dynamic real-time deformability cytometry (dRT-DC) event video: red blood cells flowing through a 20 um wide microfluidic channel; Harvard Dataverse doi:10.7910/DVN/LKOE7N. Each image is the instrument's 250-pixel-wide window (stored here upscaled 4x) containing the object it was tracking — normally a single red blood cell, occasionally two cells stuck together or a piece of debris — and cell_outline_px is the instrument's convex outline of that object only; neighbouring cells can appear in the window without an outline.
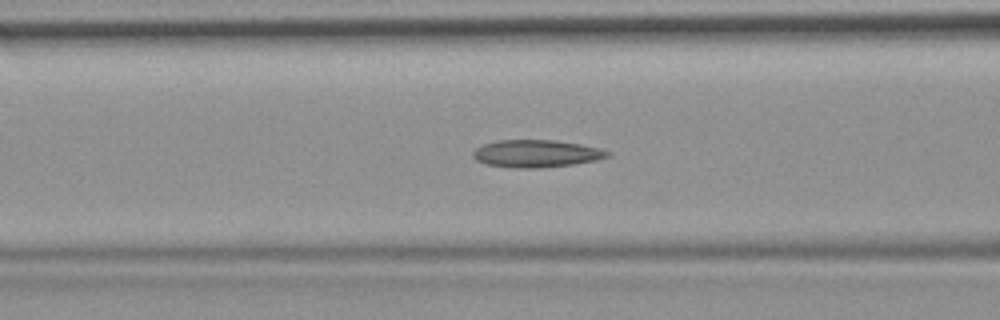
{"species": "common noctule bat (a hibernating species)", "species_latin": "Nyctalus noctula", "temperature_condition": "room temperature", "stored_images_in_passage": 40, "camera_frame_rate_fps": 3000, "um_per_image_px": 0.085, "animal": {"sex": "female", "body_mass_g": 19.9}, "frame": {"image": 1, "passage_image": 14, "time_ms": 4.333, "image_size_px": [1000, 320], "cell_outline_px": [[612, 156], [596, 160], [572, 164], [540, 168], [512, 168], [488, 164], [476, 160], [472, 156], [472, 152], [480, 144], [496, 140], [556, 140], [580, 144], [600, 148], [612, 152]], "centroid_in_image_um": [45.59, 13.05], "position_along_channel_um": 121.0, "area_um2": 21.73}}
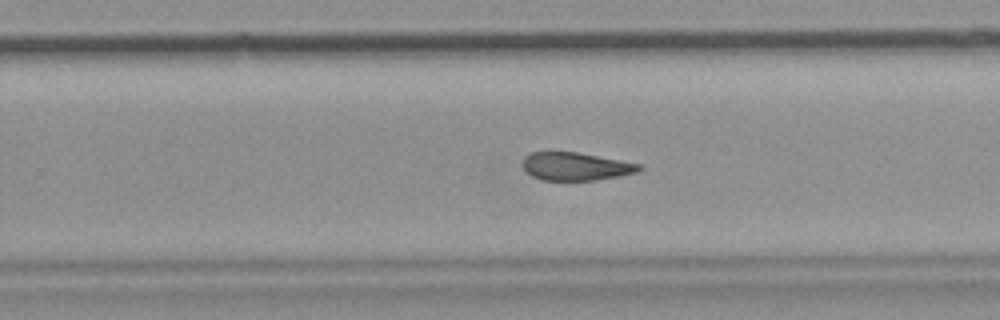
{"frame": {"image": 2, "passage_image": 27, "time_ms": 8.667, "image_size_px": [1000, 320], "cell_outline_px": [[644, 168], [636, 172], [620, 176], [596, 180], [544, 180], [532, 176], [520, 164], [524, 156], [532, 152], [548, 148], [576, 152], [620, 160], [640, 164]], "centroid_in_image_um": [48.85, 14.1], "position_along_channel_um": 280.9, "area_um2": 19.59}}
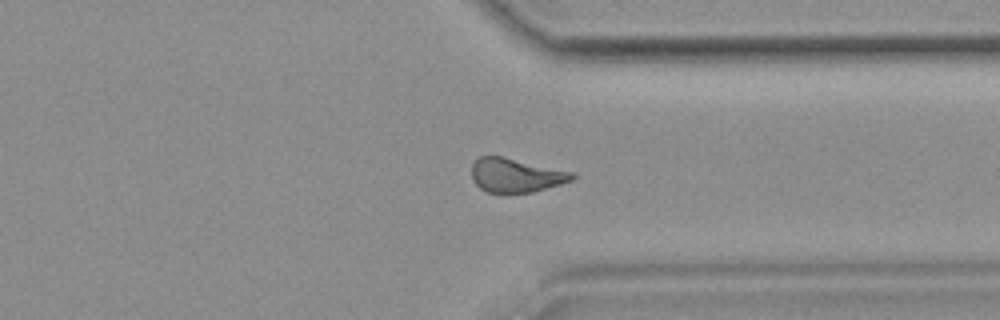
{"frame": {"image": 3, "passage_image": 34, "time_ms": 11.0, "image_size_px": [1000, 320], "cell_outline_px": [[576, 176], [572, 180], [560, 184], [532, 192], [488, 192], [480, 188], [472, 180], [472, 164], [480, 156], [504, 156], [576, 172]], "centroid_in_image_um": [43.88, 14.87], "position_along_channel_um": 367.5, "area_um2": 20.0}, "authors_computed_cell_mechanics": {"area_um2": 20.6635, "velocity_mm_per_s": 3.7039, "shape_relaxation_time_tau1_ms": null, "shape_relaxation_time_tau2_ms": 3.4619, "deformation_change_tau1": null, "deformation_change_tau2": 0.0973}}